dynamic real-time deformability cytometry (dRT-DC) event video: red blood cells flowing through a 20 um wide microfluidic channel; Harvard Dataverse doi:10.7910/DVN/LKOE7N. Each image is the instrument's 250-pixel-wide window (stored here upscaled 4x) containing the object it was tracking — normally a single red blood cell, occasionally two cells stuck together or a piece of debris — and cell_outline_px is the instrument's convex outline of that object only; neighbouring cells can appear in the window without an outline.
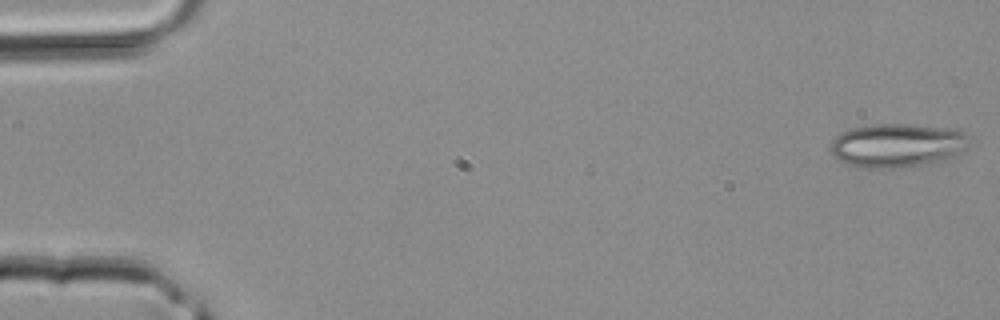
{"species": "common noctule bat (a hibernating species)", "species_latin": "Nyctalus noctula", "temperature_condition": "room temperature", "stored_images_in_passage": 42, "camera_frame_rate_fps": 3000, "um_per_image_px": 0.085, "animal": {"sex": "male", "body_mass_g": 20.4}, "frame": {"image": 1, "passage_image": 1, "time_ms": 0.0, "image_size_px": [1000, 320], "cell_outline_px": [[972, 136], [968, 148], [944, 160], [924, 164], [900, 168], [856, 168], [840, 160], [832, 152], [832, 140], [836, 136], [852, 128], [876, 124], [912, 124], [960, 128]], "centroid_in_image_um": [76.37, 12.34], "position_along_channel_um": 8.6, "area_um2": 35.89}}
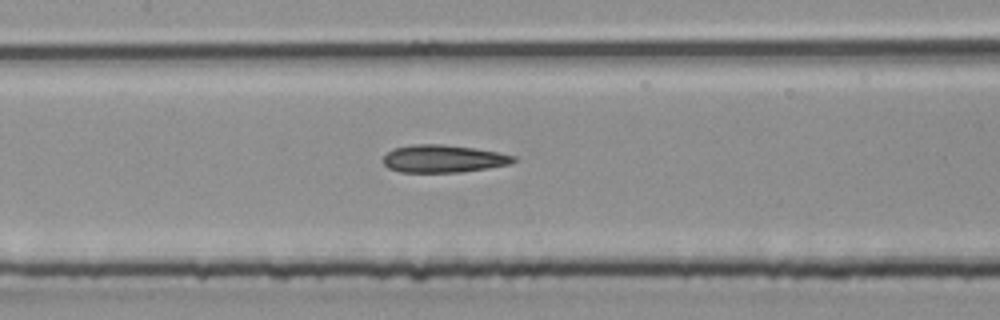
{"frame": {"image": 2, "passage_image": 20, "time_ms": 6.333, "image_size_px": [1000, 320], "cell_outline_px": [[516, 160], [512, 164], [488, 168], [460, 172], [400, 172], [388, 168], [384, 164], [384, 156], [392, 148], [412, 144], [444, 144], [476, 148], [516, 156]], "centroid_in_image_um": [37.69, 13.48], "position_along_channel_um": 169.7, "area_um2": 21.1}}
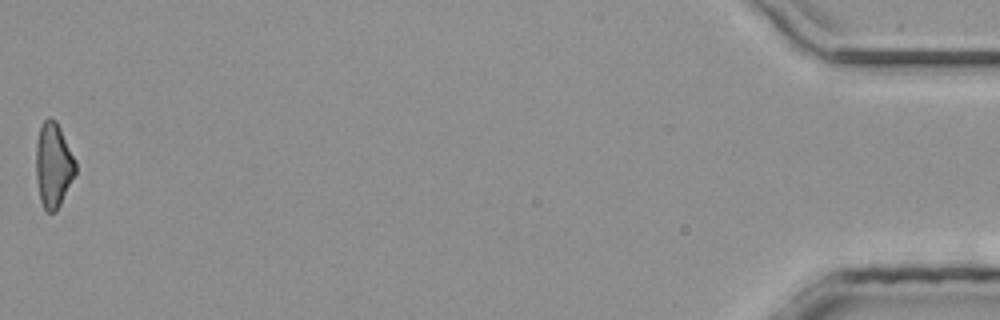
{"frame": {"image": 3, "passage_image": 42, "time_ms": 13.667, "image_size_px": [1000, 320], "cell_outline_px": [[76, 172], [56, 212], [44, 212], [40, 200], [36, 180], [36, 144], [40, 128], [44, 120], [48, 116], [56, 120], [76, 160]], "centroid_in_image_um": [4.53, 14.04], "position_along_channel_um": 430.7, "area_um2": 19.59}}